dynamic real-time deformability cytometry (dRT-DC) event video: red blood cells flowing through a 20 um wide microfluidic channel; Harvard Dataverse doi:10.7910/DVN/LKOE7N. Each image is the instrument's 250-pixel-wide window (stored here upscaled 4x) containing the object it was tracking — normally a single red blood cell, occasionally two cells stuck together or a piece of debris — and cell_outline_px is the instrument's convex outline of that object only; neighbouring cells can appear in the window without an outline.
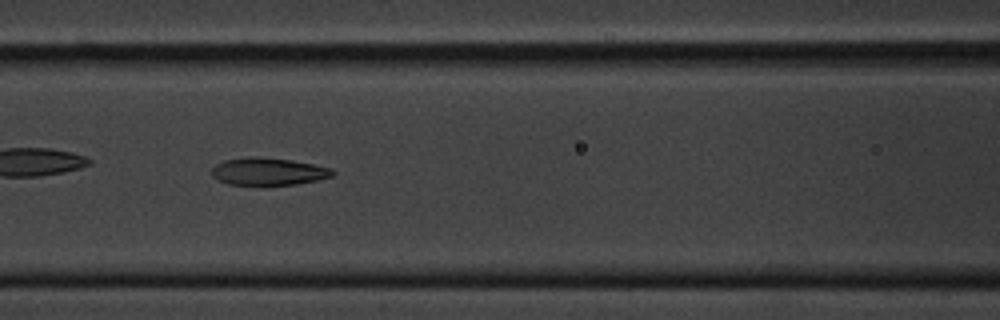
{"species": "common noctule bat (a hibernating species)", "species_latin": "Nyctalus noctula", "temperature_condition": "cold", "stored_images_in_passage": 42, "camera_frame_rate_fps": 3000, "um_per_image_px": 0.085, "animal": {"sex": "male", "body_mass_g": 20.1, "forearm_length_mm": 53.5}, "frame": {"image": 1, "passage_image": 9, "time_ms": 2.667, "image_size_px": [1000, 320], "cell_outline_px": [[336, 172], [332, 176], [316, 180], [296, 184], [228, 184], [212, 176], [212, 168], [216, 164], [224, 160], [248, 156], [256, 156], [292, 160], [332, 168]], "centroid_in_image_um": [22.81, 14.55], "position_along_channel_um": 143.8, "area_um2": 19.13}}
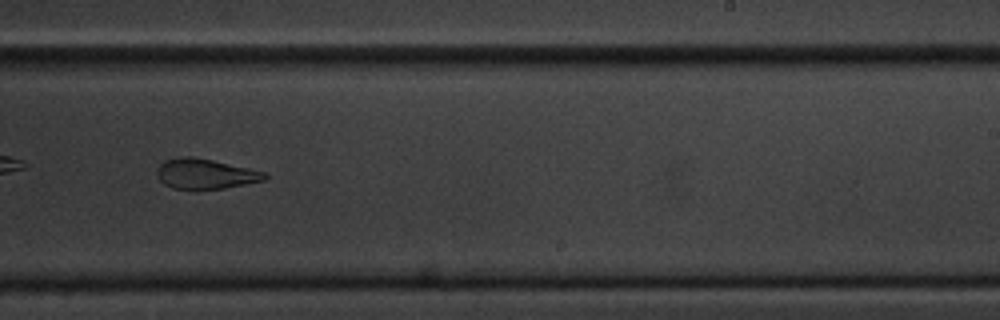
{"frame": {"image": 2, "passage_image": 20, "time_ms": 6.333, "image_size_px": [1000, 320], "cell_outline_px": [[268, 176], [264, 180], [224, 188], [196, 192], [172, 188], [164, 184], [156, 176], [156, 168], [164, 160], [180, 156], [192, 156], [212, 160], [248, 168], [264, 172]], "centroid_in_image_um": [17.37, 14.81], "position_along_channel_um": 271.6, "area_um2": 19.42}}
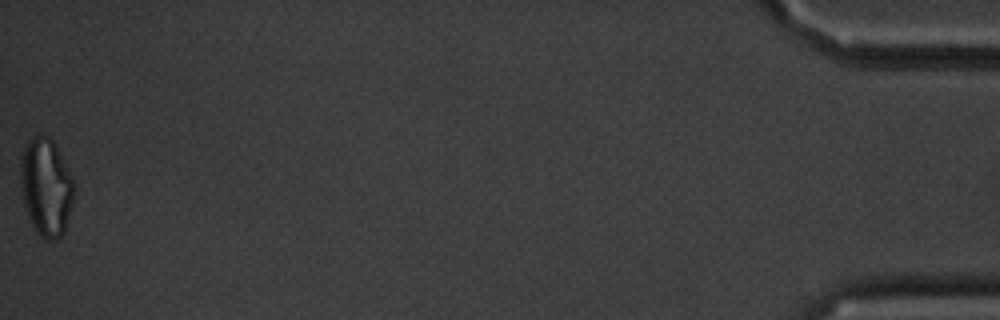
{"frame": {"image": 3, "passage_image": 42, "time_ms": 13.667, "image_size_px": [1000, 320], "cell_outline_px": [[72, 200], [64, 232], [56, 240], [44, 240], [36, 232], [24, 208], [20, 180], [20, 156], [24, 144], [28, 140], [36, 136], [48, 136], [56, 144], [72, 176]], "centroid_in_image_um": [3.87, 15.88], "position_along_channel_um": 431.3, "area_um2": 30.46}, "authors_computed_cell_mechanics": {"area_um2": 20.0277, "velocity_mm_per_s": 3.4964, "shape_relaxation_time_tau1_ms": 4.0625, "shape_relaxation_time_tau2_ms": 2.1209, "deformation_change_tau1": 0.1615, "deformation_change_tau2": 0.0955}}